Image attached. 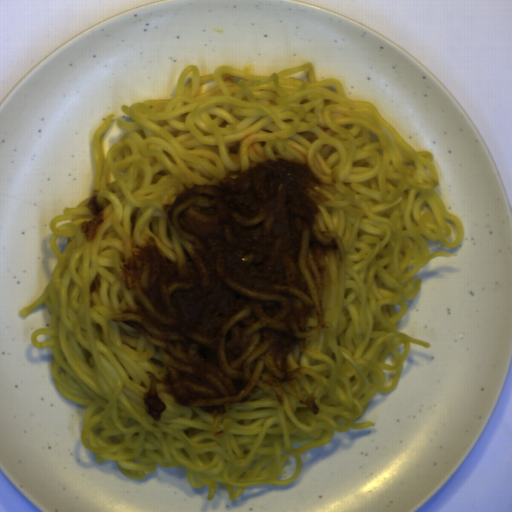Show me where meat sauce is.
Here are the masks:
<instances>
[{
    "mask_svg": "<svg viewBox=\"0 0 512 512\" xmlns=\"http://www.w3.org/2000/svg\"><path fill=\"white\" fill-rule=\"evenodd\" d=\"M325 184L301 159L268 158L211 183L184 182L163 205L190 245L166 257L155 236L120 271L133 298L113 316L161 354L180 406L224 417L260 392L299 390L291 352L326 326L323 294L338 238L318 231Z\"/></svg>",
    "mask_w": 512,
    "mask_h": 512,
    "instance_id": "1",
    "label": "meat sauce"
},
{
    "mask_svg": "<svg viewBox=\"0 0 512 512\" xmlns=\"http://www.w3.org/2000/svg\"><path fill=\"white\" fill-rule=\"evenodd\" d=\"M145 373L148 374L149 378L148 389L143 395L145 414L155 422H161L162 413L166 411L167 407L157 394L158 378L156 373L151 371Z\"/></svg>",
    "mask_w": 512,
    "mask_h": 512,
    "instance_id": "2",
    "label": "meat sauce"
},
{
    "mask_svg": "<svg viewBox=\"0 0 512 512\" xmlns=\"http://www.w3.org/2000/svg\"><path fill=\"white\" fill-rule=\"evenodd\" d=\"M98 197L99 191L95 190L86 206L93 217L91 220L81 223V231L87 242L97 237L98 231L105 221L104 209L103 206L99 204Z\"/></svg>",
    "mask_w": 512,
    "mask_h": 512,
    "instance_id": "3",
    "label": "meat sauce"
},
{
    "mask_svg": "<svg viewBox=\"0 0 512 512\" xmlns=\"http://www.w3.org/2000/svg\"><path fill=\"white\" fill-rule=\"evenodd\" d=\"M298 402H299V404H305L307 410L310 413H312L316 416L320 413L319 406L316 401V396L314 394L309 395L307 399H300Z\"/></svg>",
    "mask_w": 512,
    "mask_h": 512,
    "instance_id": "4",
    "label": "meat sauce"
},
{
    "mask_svg": "<svg viewBox=\"0 0 512 512\" xmlns=\"http://www.w3.org/2000/svg\"><path fill=\"white\" fill-rule=\"evenodd\" d=\"M240 144H241L240 142H237L233 146H229L228 153L232 154V155L239 154V146H240Z\"/></svg>",
    "mask_w": 512,
    "mask_h": 512,
    "instance_id": "5",
    "label": "meat sauce"
},
{
    "mask_svg": "<svg viewBox=\"0 0 512 512\" xmlns=\"http://www.w3.org/2000/svg\"><path fill=\"white\" fill-rule=\"evenodd\" d=\"M96 289H97V282L92 281L89 285L90 295L93 294Z\"/></svg>",
    "mask_w": 512,
    "mask_h": 512,
    "instance_id": "6",
    "label": "meat sauce"
}]
</instances>
